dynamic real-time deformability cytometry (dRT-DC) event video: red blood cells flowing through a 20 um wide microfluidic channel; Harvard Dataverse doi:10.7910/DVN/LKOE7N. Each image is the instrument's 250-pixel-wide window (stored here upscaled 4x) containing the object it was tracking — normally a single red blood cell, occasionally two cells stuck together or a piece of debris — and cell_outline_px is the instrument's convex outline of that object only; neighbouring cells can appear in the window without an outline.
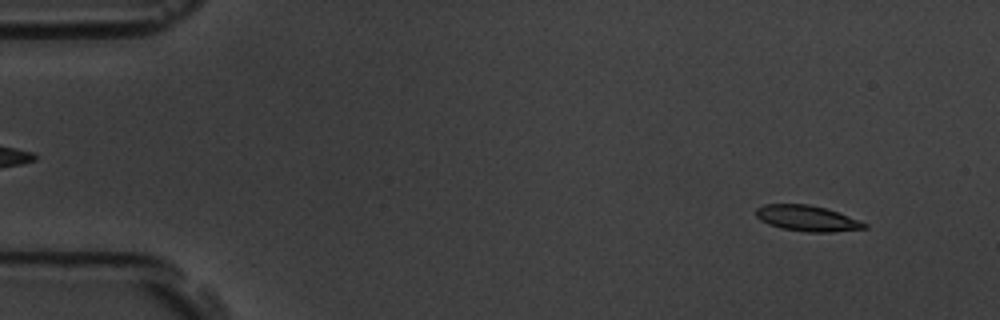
{"species": "common noctule bat (a hibernating species)", "species_latin": "Nyctalus noctula", "temperature_condition": "room temperature", "stored_images_in_passage": 58, "camera_frame_rate_fps": 3000, "um_per_image_px": 0.085, "animal": {"sex": "male", "body_mass_g": 19.5, "forearm_length_mm": 54.6}, "frame": {"image": 1, "passage_image": 5, "time_ms": 1.333, "image_size_px": [1000, 320], "cell_outline_px": [[868, 228], [832, 232], [804, 232], [780, 228], [768, 224], [760, 220], [756, 216], [756, 208], [764, 204], [808, 204], [824, 208], [836, 212], [868, 224]], "centroid_in_image_um": [68.57, 18.57], "position_along_channel_um": 16.4, "area_um2": 16.18}}
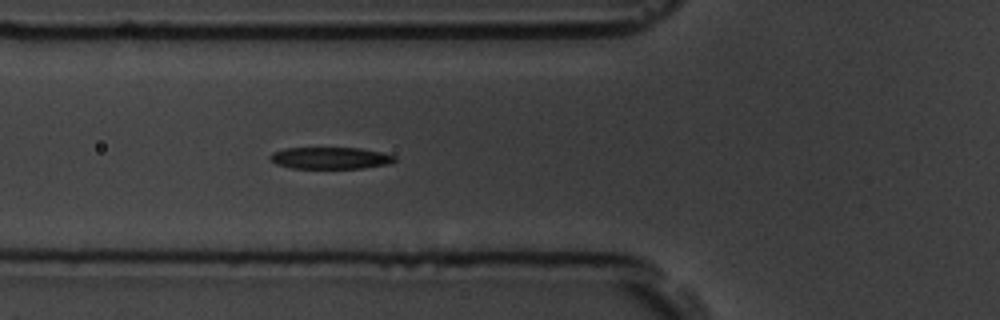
{"frame": {"image": 2, "passage_image": 21, "time_ms": 6.667, "image_size_px": [1000, 320], "cell_outline_px": [[396, 160], [388, 164], [364, 168], [292, 168], [276, 164], [268, 156], [272, 152], [284, 148], [360, 148], [384, 152], [396, 156]], "centroid_in_image_um": [28.1, 13.43], "position_along_channel_um": 97.7, "area_um2": 15.9}}
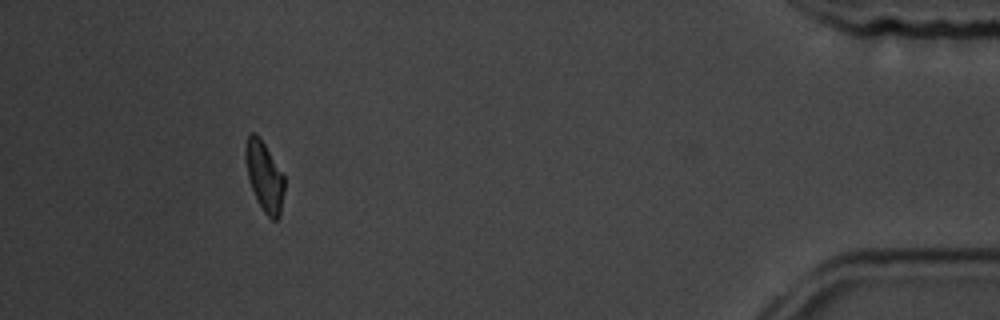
{"frame": {"image": 3, "passage_image": 53, "time_ms": 17.333, "image_size_px": [1000, 320], "cell_outline_px": [[284, 192], [280, 216], [276, 220], [272, 220], [264, 212], [252, 188], [248, 176], [244, 156], [244, 148], [248, 136], [252, 132], [256, 132], [260, 136], [284, 176]], "centroid_in_image_um": [22.47, 14.96], "position_along_channel_um": 412.7, "area_um2": 15.72}, "authors_computed_cell_mechanics": {"area_um2": 16.3863, "velocity_mm_per_s": 3.5333, "shape_relaxation_time_tau1_ms": 2.68, "shape_relaxation_time_tau2_ms": 5.712, "deformation_change_tau1": 0.1516, "deformation_change_tau2": 0.1311}}